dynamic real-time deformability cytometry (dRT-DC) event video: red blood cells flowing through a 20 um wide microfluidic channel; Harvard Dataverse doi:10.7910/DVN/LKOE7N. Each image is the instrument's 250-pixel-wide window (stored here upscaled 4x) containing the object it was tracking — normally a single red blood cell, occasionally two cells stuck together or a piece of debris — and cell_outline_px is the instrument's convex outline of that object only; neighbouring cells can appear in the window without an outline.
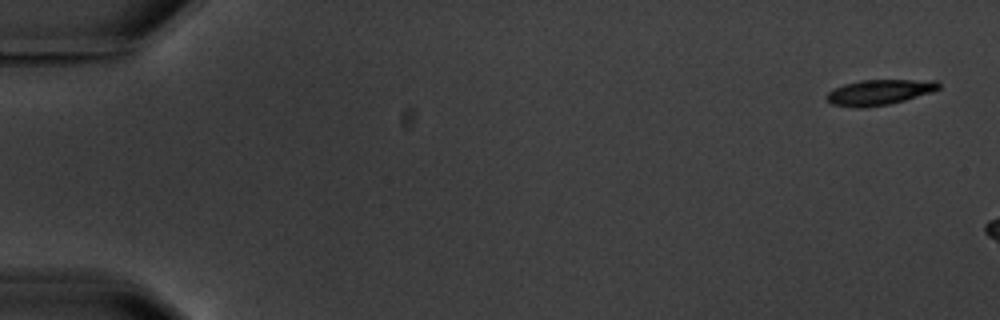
{"species": "common noctule bat (a hibernating species)", "species_latin": "Nyctalus noctula", "temperature_condition": "warm", "stored_images_in_passage": 3, "camera_frame_rate_fps": 3000, "um_per_image_px": 0.085, "animal": {"sex": "male", "body_mass_g": 20.1, "forearm_length_mm": 53.5}, "frame": {"image": 1, "passage_image": 1, "time_ms": 0.0, "image_size_px": [1000, 320], "cell_outline_px": [[940, 88], [932, 92], [904, 100], [888, 104], [860, 108], [856, 108], [832, 104], [824, 96], [828, 92], [844, 84], [860, 80], [936, 80], [940, 84]], "centroid_in_image_um": [74.73, 7.83], "position_along_channel_um": 10.3, "area_um2": 16.47}}